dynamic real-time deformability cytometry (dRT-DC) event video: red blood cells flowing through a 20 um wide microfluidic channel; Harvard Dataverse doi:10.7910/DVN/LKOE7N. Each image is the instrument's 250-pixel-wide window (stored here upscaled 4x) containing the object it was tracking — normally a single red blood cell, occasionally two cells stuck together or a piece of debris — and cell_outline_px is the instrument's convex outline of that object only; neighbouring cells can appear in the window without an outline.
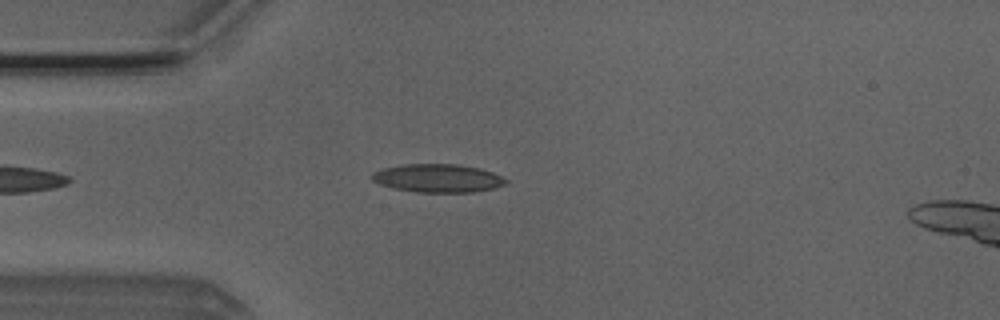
{"species": "Egyptian fruit bat (a non-hibernating species)", "species_latin": "Rousettus aegyptiacus", "temperature_condition": "room temperature", "stored_images_in_passage": 43, "camera_frame_rate_fps": 3000, "um_per_image_px": 0.085, "animal": {"sex": "male"}, "frame": {"image": 1, "passage_image": 7, "time_ms": 2.0, "image_size_px": [1000, 320], "cell_outline_px": [[508, 180], [504, 184], [492, 188], [472, 192], [416, 192], [392, 188], [380, 184], [372, 180], [372, 172], [384, 168], [404, 164], [456, 164], [480, 168], [492, 172]], "centroid_in_image_um": [37.18, 15.14], "position_along_channel_um": 47.8, "area_um2": 21.91}}
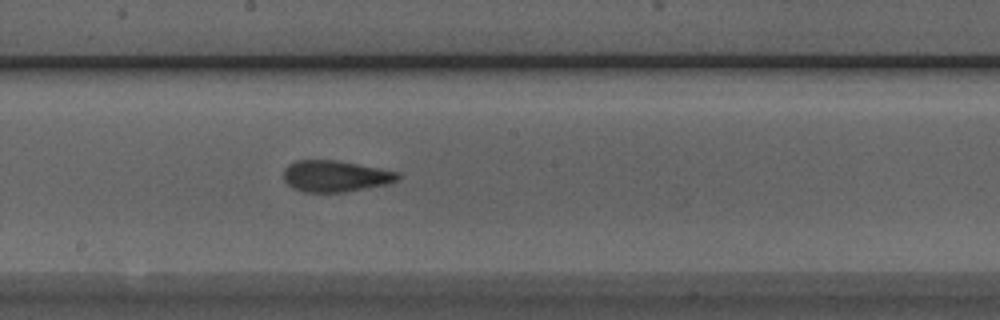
{"frame": {"image": 2, "passage_image": 21, "time_ms": 6.667, "image_size_px": [1000, 320], "cell_outline_px": [[400, 176], [396, 180], [388, 184], [344, 192], [304, 192], [292, 188], [284, 180], [284, 168], [288, 164], [296, 160], [336, 160], [400, 172]], "centroid_in_image_um": [28.48, 14.97], "position_along_channel_um": 219.7, "area_um2": 20.87}}
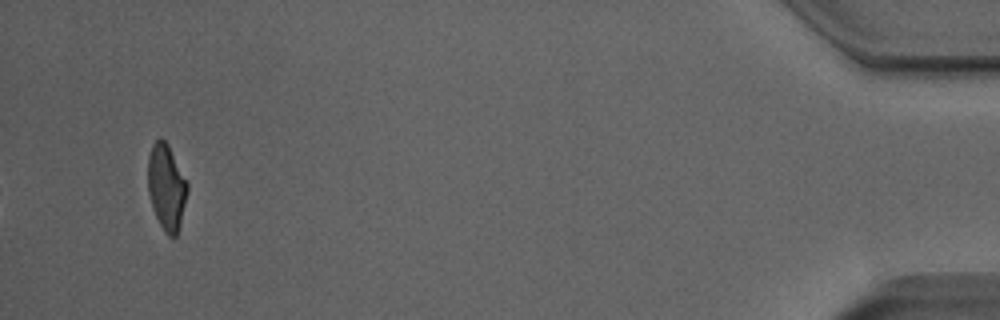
{"frame": {"image": 3, "passage_image": 43, "time_ms": 14.0, "image_size_px": [1000, 320], "cell_outline_px": [[188, 192], [180, 224], [176, 236], [168, 236], [164, 232], [152, 208], [148, 192], [148, 156], [152, 144], [160, 136], [168, 144], [188, 184]], "centroid_in_image_um": [14.14, 15.89], "position_along_channel_um": 421.1, "area_um2": 19.71}, "authors_computed_cell_mechanics": {"area_um2": 20.9236, "velocity_mm_per_s": 3.9153, "shape_relaxation_time_tau1_ms": 7.2885, "shape_relaxation_time_tau2_ms": 1.538, "deformation_change_tau1": 0.1944, "deformation_change_tau2": 0.096}}